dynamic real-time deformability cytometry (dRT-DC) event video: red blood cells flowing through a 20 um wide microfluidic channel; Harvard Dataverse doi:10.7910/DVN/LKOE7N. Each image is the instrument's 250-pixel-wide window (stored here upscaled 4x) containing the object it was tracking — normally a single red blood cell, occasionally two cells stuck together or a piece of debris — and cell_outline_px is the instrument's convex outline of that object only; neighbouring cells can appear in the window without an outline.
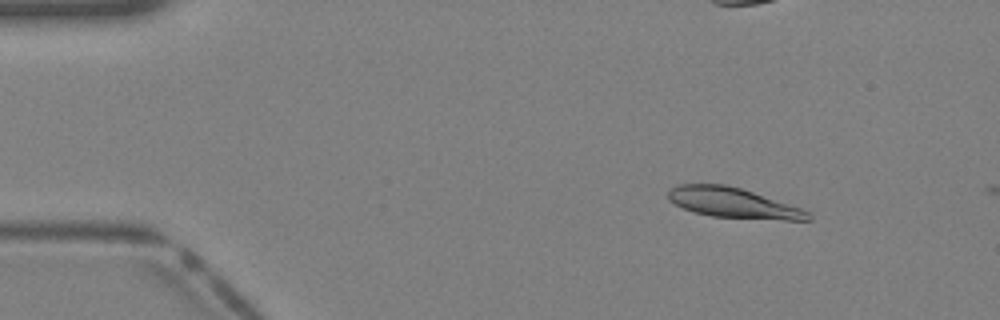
{"species": "Egyptian fruit bat (a non-hibernating species)", "species_latin": "Rousettus aegyptiacus", "temperature_condition": "warm", "stored_images_in_passage": 6, "camera_frame_rate_fps": 3000, "um_per_image_px": 0.085, "animal": {"sex": "female"}, "frame": {"image": 1, "passage_image": 5, "time_ms": 1.333, "image_size_px": [1000, 320], "cell_outline_px": [[812, 220], [784, 220], [712, 216], [696, 212], [684, 208], [668, 200], [668, 192], [676, 184], [724, 184], [740, 188], [800, 208], [808, 212], [812, 216]], "centroid_in_image_um": [62.29, 17.24], "position_along_channel_um": 22.7, "area_um2": 24.1}}